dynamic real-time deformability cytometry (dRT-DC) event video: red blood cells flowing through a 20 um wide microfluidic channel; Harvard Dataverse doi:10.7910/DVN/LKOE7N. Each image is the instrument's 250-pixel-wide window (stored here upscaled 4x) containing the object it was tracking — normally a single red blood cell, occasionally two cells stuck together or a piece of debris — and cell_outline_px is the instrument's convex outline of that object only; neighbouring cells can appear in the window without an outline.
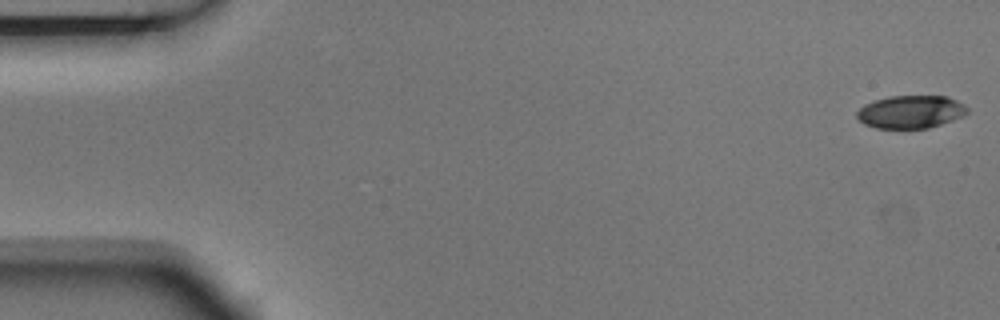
{"species": "Egyptian fruit bat (a non-hibernating species)", "species_latin": "Rousettus aegyptiacus", "temperature_condition": "room temperature", "stored_images_in_passage": 5, "camera_frame_rate_fps": 3000, "um_per_image_px": 0.085, "animal": {"sex": "male"}, "frame": {"image": 1, "passage_image": 1, "time_ms": 0.0, "image_size_px": [1000, 320], "cell_outline_px": [[968, 112], [964, 116], [928, 128], [876, 128], [864, 124], [856, 116], [856, 112], [864, 104], [888, 96], [948, 96], [964, 104], [968, 108]], "centroid_in_image_um": [77.42, 9.5], "position_along_channel_um": 7.6, "area_um2": 21.15}}
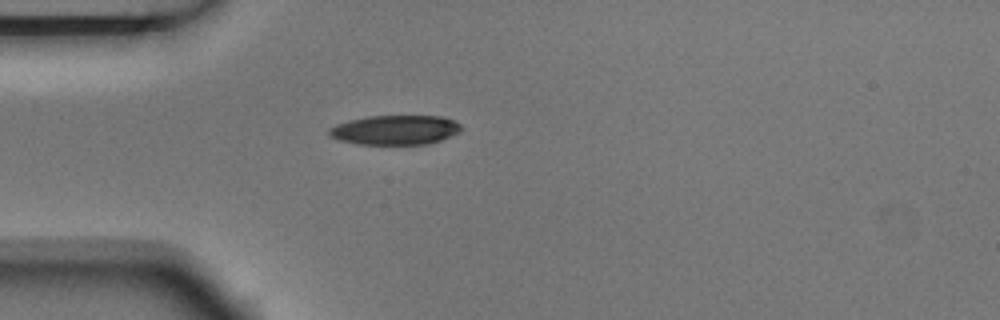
{"frame": {"image": 2, "passage_image": 5, "time_ms": 1.333, "image_size_px": [1000, 320], "cell_outline_px": [[460, 132], [440, 140], [428, 144], [356, 144], [340, 140], [328, 136], [328, 128], [336, 124], [348, 120], [368, 116], [440, 116], [452, 120], [460, 124]], "centroid_in_image_um": [33.54, 11.04], "position_along_channel_um": 51.5, "area_um2": 22.72}}